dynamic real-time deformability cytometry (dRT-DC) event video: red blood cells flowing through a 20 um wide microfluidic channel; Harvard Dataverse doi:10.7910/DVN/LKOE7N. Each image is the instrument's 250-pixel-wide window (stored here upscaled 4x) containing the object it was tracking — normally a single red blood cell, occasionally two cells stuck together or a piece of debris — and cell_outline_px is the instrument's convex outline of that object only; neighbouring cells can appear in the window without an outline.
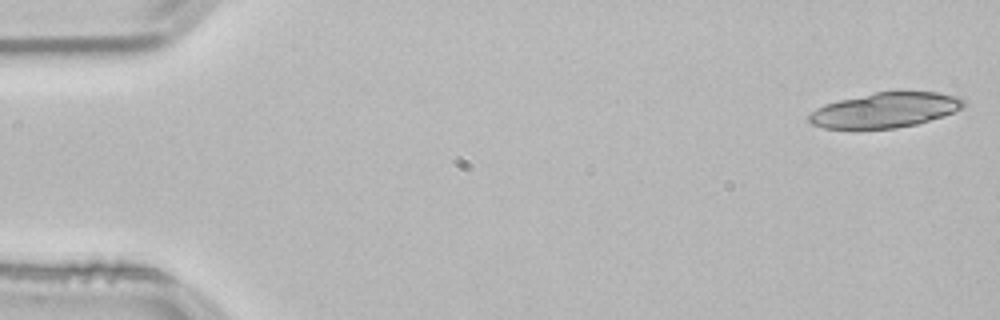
{"species": "common noctule bat (a hibernating species)", "species_latin": "Nyctalus noctula", "temperature_condition": "room temperature", "stored_images_in_passage": 17, "camera_frame_rate_fps": 3000, "um_per_image_px": 0.085, "animal": {"sex": "male", "body_mass_g": 21.5, "forearm_length_mm": 52.0}, "frame": {"image": 1, "passage_image": 1, "time_ms": 0.0, "image_size_px": [1000, 320], "cell_outline_px": [[964, 104], [960, 108], [944, 116], [916, 124], [896, 128], [856, 132], [824, 128], [812, 124], [808, 120], [808, 116], [816, 108], [824, 104], [840, 100], [876, 92], [936, 92], [960, 96], [964, 100]], "centroid_in_image_um": [75.17, 9.41], "position_along_channel_um": 9.8, "area_um2": 32.19}}